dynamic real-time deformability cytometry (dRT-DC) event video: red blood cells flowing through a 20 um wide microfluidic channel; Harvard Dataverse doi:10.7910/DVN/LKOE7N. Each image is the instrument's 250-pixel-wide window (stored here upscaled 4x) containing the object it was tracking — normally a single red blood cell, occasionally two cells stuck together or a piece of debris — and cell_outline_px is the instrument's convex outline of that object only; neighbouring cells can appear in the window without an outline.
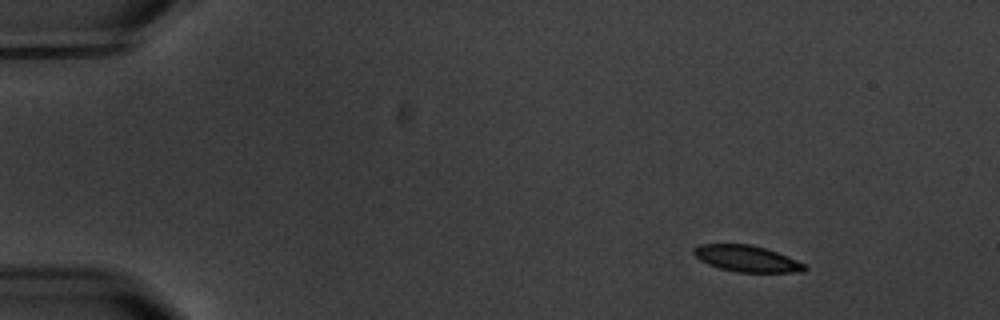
{"species": "common noctule bat (a hibernating species)", "species_latin": "Nyctalus noctula", "temperature_condition": "warm", "stored_images_in_passage": 7, "camera_frame_rate_fps": 3000, "um_per_image_px": 0.085, "animal": {"sex": "male", "body_mass_g": 20.1, "forearm_length_mm": 53.5}, "frame": {"image": 1, "passage_image": 1, "time_ms": 0.0, "image_size_px": [1000, 320], "cell_outline_px": [[808, 268], [804, 272], [736, 272], [720, 268], [708, 264], [700, 260], [692, 252], [692, 248], [700, 244], [752, 244], [776, 252], [796, 260], [804, 264]], "centroid_in_image_um": [63.45, 21.98], "position_along_channel_um": 21.5, "area_um2": 16.94}}
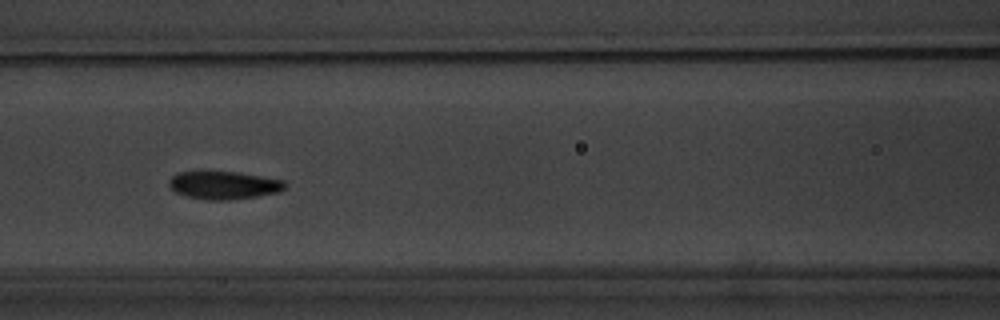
{"frame": {"image": 2, "passage_image": 6, "time_ms": 6.333, "image_size_px": [1000, 320], "cell_outline_px": [[288, 184], [280, 192], [232, 200], [208, 200], [188, 196], [176, 192], [168, 184], [168, 180], [172, 176], [180, 172], [240, 172], [284, 180]], "centroid_in_image_um": [19.07, 15.74], "position_along_channel_um": 147.5, "area_um2": 18.84}}
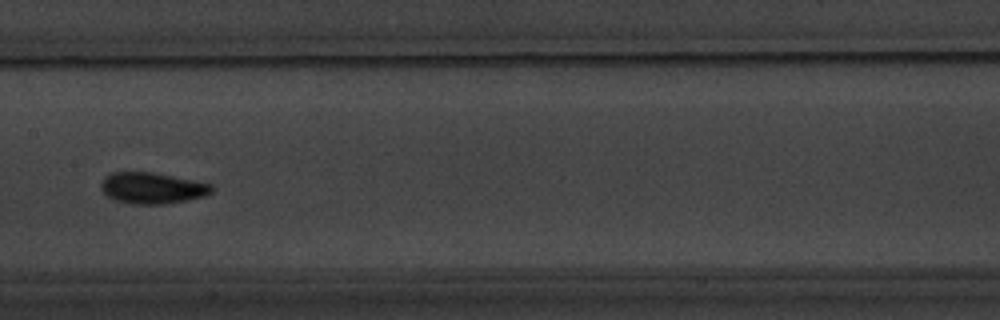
{"frame": {"image": 3, "passage_image": 7, "time_ms": 7.667, "image_size_px": [1000, 320], "cell_outline_px": [[212, 192], [204, 196], [164, 204], [132, 204], [116, 200], [108, 196], [100, 188], [100, 184], [104, 176], [112, 172], [152, 172], [212, 184]], "centroid_in_image_um": [12.89, 15.98], "position_along_channel_um": 194.5, "area_um2": 19.94}}